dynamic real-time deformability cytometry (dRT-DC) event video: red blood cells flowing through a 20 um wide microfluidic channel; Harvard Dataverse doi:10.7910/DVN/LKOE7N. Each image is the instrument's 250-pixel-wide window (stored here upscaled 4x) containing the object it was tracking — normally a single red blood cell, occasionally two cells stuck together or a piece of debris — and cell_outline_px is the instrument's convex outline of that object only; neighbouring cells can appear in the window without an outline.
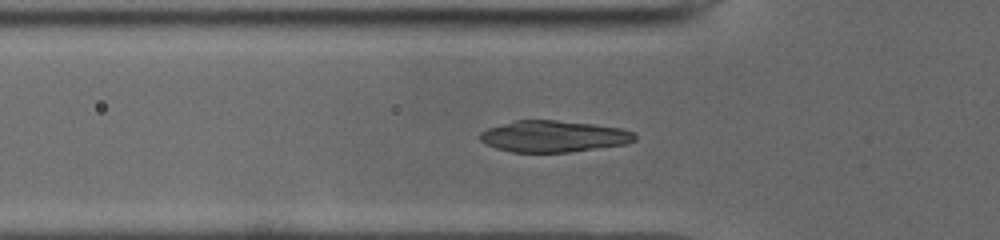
{"species": "common noctule bat (a hibernating species)", "species_latin": "Nyctalus noctula", "temperature_condition": "cold", "stored_images_in_passage": 39, "camera_frame_rate_fps": 3000, "um_per_image_px": 0.085, "animal": {"sex": "male", "body_mass_g": 19.0, "forearm_length_mm": 50.8}, "frame": {"image": 1, "passage_image": 4, "time_ms": 1.0, "image_size_px": [1000, 240], "cell_outline_px": [[636, 140], [624, 144], [568, 152], [512, 152], [496, 148], [480, 140], [480, 132], [488, 128], [516, 120], [556, 120], [592, 124], [620, 128], [632, 132], [636, 136]], "centroid_in_image_um": [47.04, 11.59], "position_along_channel_um": 78.8, "area_um2": 28.03}}
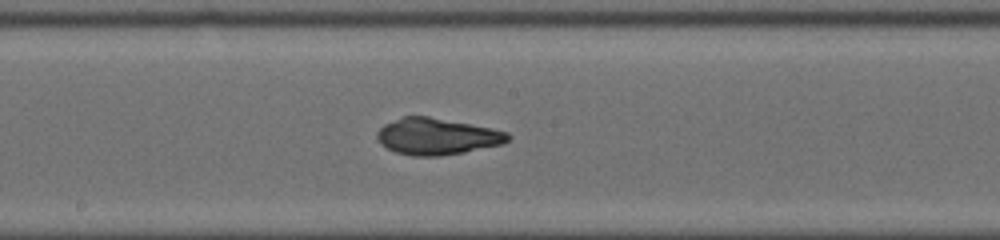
{"frame": {"image": 2, "passage_image": 14, "time_ms": 4.333, "image_size_px": [1000, 240], "cell_outline_px": [[512, 136], [504, 144], [464, 152], [440, 156], [412, 156], [396, 152], [380, 144], [376, 136], [376, 132], [384, 124], [404, 116], [428, 116], [492, 128], [508, 132]], "centroid_in_image_um": [37.15, 11.6], "position_along_channel_um": 211.1, "area_um2": 27.92}}
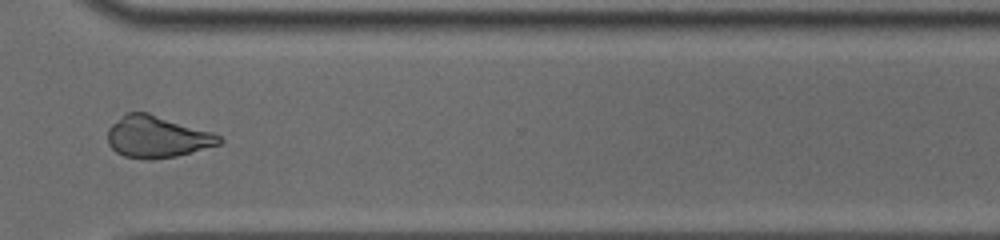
{"frame": {"image": 3, "passage_image": 25, "time_ms": 8.0, "image_size_px": [1000, 240], "cell_outline_px": [[224, 140], [220, 144], [192, 152], [176, 156], [124, 156], [116, 152], [108, 144], [108, 128], [112, 124], [128, 112], [148, 112], [212, 132], [220, 136]], "centroid_in_image_um": [13.37, 11.58], "position_along_channel_um": 357.2, "area_um2": 26.3}, "authors_computed_cell_mechanics": {"area_um2": 27.5706, "velocity_mm_per_s": 3.9692, "shape_relaxation_time_tau1_ms": 8.8813, "shape_relaxation_time_tau2_ms": 1.1588, "deformation_change_tau1": 0.2771, "deformation_change_tau2": 0.0343}}